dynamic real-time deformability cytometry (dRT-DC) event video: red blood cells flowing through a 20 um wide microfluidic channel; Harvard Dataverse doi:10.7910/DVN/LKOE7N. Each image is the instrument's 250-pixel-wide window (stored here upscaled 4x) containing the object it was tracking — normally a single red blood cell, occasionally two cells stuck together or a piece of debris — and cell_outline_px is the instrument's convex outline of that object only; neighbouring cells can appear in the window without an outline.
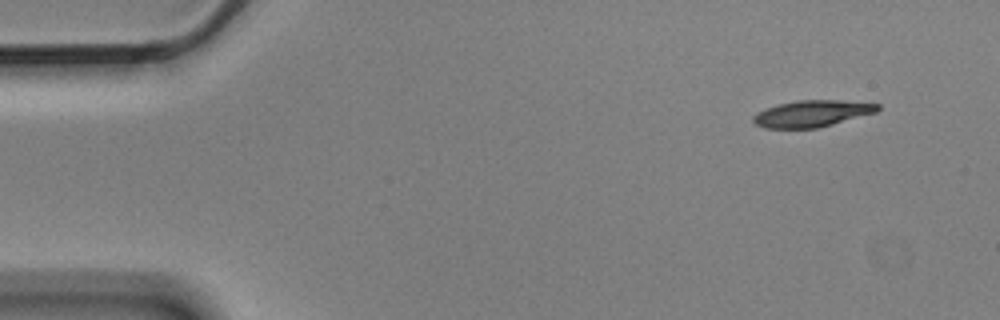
{"species": "Egyptian fruit bat (a non-hibernating species)", "species_latin": "Rousettus aegyptiacus", "temperature_condition": "cold", "stored_images_in_passage": 4, "camera_frame_rate_fps": 3000, "um_per_image_px": 0.085, "animal": {"sex": "male"}, "frame": {"image": 1, "passage_image": 1, "time_ms": 0.0, "image_size_px": [1000, 320], "cell_outline_px": [[880, 108], [876, 112], [832, 124], [816, 128], [764, 128], [756, 124], [752, 120], [752, 116], [756, 112], [764, 108], [796, 100], [840, 100], [880, 104]], "centroid_in_image_um": [68.98, 9.65], "position_along_channel_um": 16.0, "area_um2": 19.19}}